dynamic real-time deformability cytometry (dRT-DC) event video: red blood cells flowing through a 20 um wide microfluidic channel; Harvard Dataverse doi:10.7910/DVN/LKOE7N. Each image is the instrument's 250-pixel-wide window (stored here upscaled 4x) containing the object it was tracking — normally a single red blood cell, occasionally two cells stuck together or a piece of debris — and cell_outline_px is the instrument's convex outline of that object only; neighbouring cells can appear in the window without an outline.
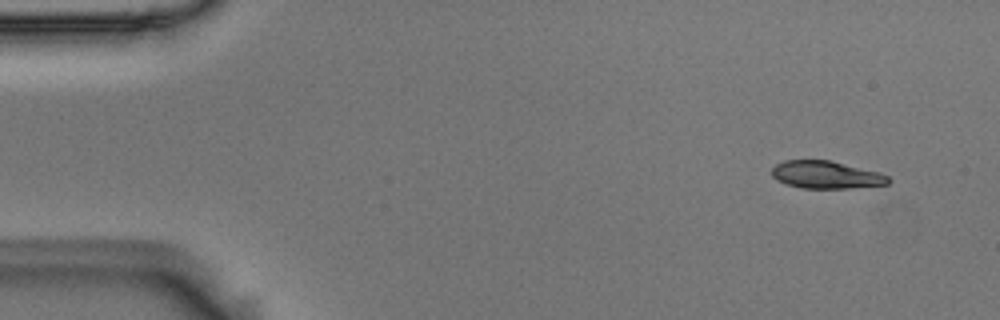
{"species": "Egyptian fruit bat (a non-hibernating species)", "species_latin": "Rousettus aegyptiacus", "temperature_condition": "room temperature", "stored_images_in_passage": 4, "camera_frame_rate_fps": 3000, "um_per_image_px": 0.085, "animal": {"sex": "male"}, "frame": {"image": 1, "passage_image": 1, "time_ms": 0.0, "image_size_px": [1000, 320], "cell_outline_px": [[892, 180], [888, 184], [848, 188], [800, 188], [776, 180], [772, 176], [772, 168], [776, 164], [784, 160], [828, 160], [880, 172], [888, 176]], "centroid_in_image_um": [70.22, 14.86], "position_along_channel_um": 14.8, "area_um2": 18.67}}
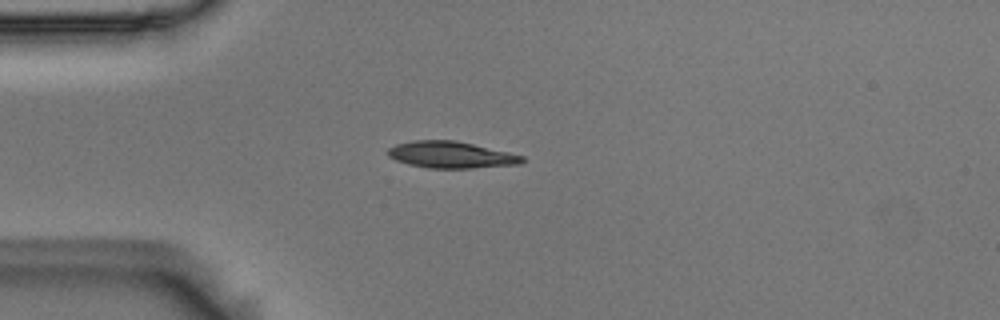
{"frame": {"image": 2, "passage_image": 4, "time_ms": 1.0, "image_size_px": [1000, 320], "cell_outline_px": [[524, 160], [520, 164], [472, 168], [428, 168], [408, 164], [396, 160], [388, 156], [384, 152], [388, 148], [396, 144], [412, 140], [456, 140], [508, 152], [524, 156]], "centroid_in_image_um": [38.29, 13.15], "position_along_channel_um": 46.7, "area_um2": 20.92}}